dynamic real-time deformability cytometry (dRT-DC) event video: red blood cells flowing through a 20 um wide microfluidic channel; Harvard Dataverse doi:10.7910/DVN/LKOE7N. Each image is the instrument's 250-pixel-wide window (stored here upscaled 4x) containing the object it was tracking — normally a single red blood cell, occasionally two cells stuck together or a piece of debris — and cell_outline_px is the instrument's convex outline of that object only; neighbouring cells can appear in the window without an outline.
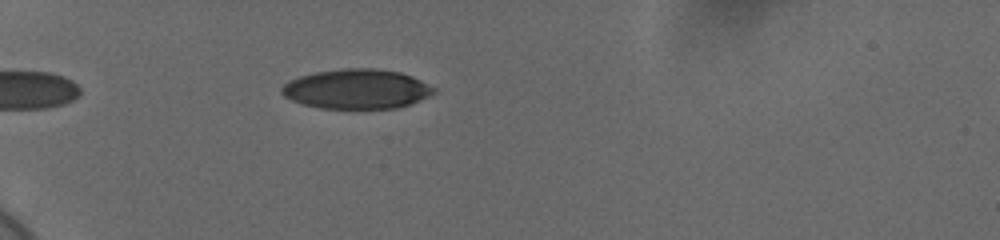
{"species": "human", "species_latin": "Homo sapiens", "temperature_condition": "cold", "stored_images_in_passage": 39, "camera_frame_rate_fps": 3000, "um_per_image_px": 0.085, "donor": {"sex": "female"}, "frame": {"image": 1, "passage_image": 5, "time_ms": 1.333, "image_size_px": [1000, 240], "cell_outline_px": [[436, 92], [428, 96], [400, 108], [320, 108], [304, 104], [292, 100], [284, 96], [280, 92], [280, 88], [288, 80], [300, 76], [316, 72], [344, 68], [372, 68], [400, 72], [412, 76], [436, 88]], "centroid_in_image_um": [30.31, 7.56], "position_along_channel_um": 54.7, "area_um2": 35.08}}
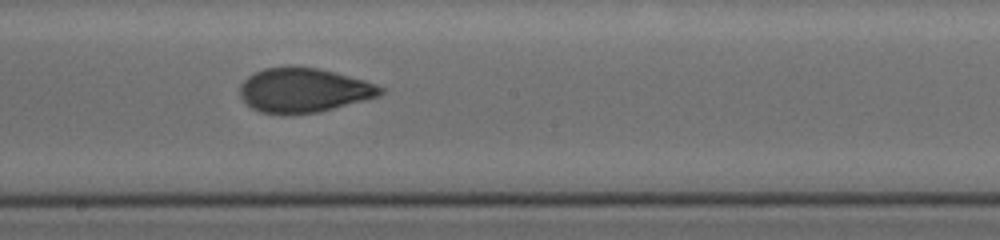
{"frame": {"image": 2, "passage_image": 21, "time_ms": 6.667, "image_size_px": [1000, 240], "cell_outline_px": [[384, 92], [380, 96], [320, 112], [288, 116], [260, 112], [252, 108], [240, 96], [240, 84], [248, 76], [264, 68], [288, 64], [292, 64], [320, 68], [364, 80], [376, 84], [384, 88]], "centroid_in_image_um": [25.8, 7.66], "position_along_channel_um": 222.4, "area_um2": 37.22}}
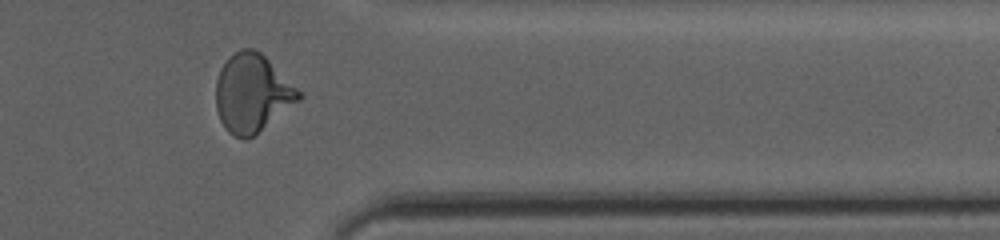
{"frame": {"image": 3, "passage_image": 35, "time_ms": 11.333, "image_size_px": [1000, 240], "cell_outline_px": [[304, 96], [300, 100], [252, 136], [244, 140], [228, 132], [224, 128], [220, 120], [216, 108], [216, 80], [220, 68], [228, 56], [240, 48], [252, 48], [260, 52], [304, 92]], "centroid_in_image_um": [21.44, 7.89], "position_along_channel_um": 390.0, "area_um2": 37.92}, "authors_computed_cell_mechanics": {"area_um2": 35.8938, "velocity_mm_per_s": 3.6794, "shape_relaxation_time_tau1_ms": 5.0959, "shape_relaxation_time_tau2_ms": 1.1811, "deformation_change_tau1": 0.165, "deformation_change_tau2": 0.0613}}